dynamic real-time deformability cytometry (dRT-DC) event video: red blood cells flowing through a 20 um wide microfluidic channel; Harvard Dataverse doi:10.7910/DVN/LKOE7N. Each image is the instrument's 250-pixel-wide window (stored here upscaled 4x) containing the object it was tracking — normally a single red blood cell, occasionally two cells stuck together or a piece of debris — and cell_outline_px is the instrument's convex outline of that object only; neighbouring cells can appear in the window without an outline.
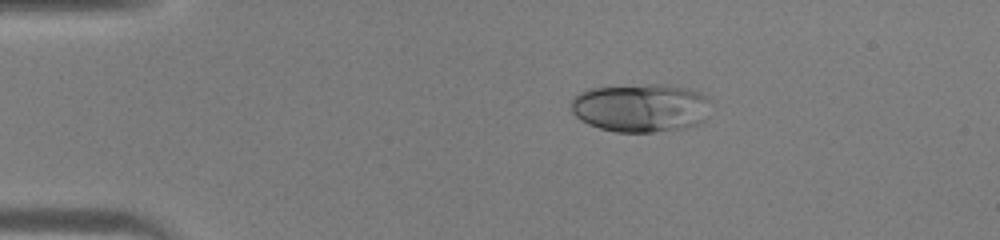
{"species": "human", "species_latin": "Homo sapiens", "temperature_condition": "warm", "stored_images_in_passage": 37, "camera_frame_rate_fps": 3000, "um_per_image_px": 0.085, "donor": {"sex": "male"}, "frame": {"image": 1, "passage_image": 1, "time_ms": 0.0, "image_size_px": [1000, 240], "cell_outline_px": [[708, 100], [704, 120], [696, 124], [684, 128], [652, 132], [616, 132], [600, 128], [588, 124], [580, 120], [572, 112], [572, 96], [584, 88], [648, 84], [664, 84], [688, 88], [700, 92], [708, 96]], "centroid_in_image_um": [54.4, 9.14], "position_along_channel_um": 30.6, "area_um2": 39.65}}
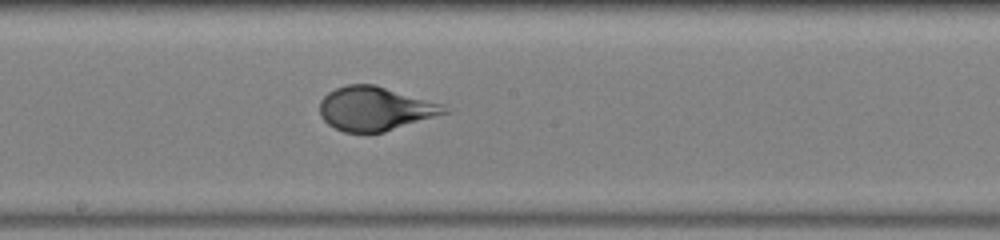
{"frame": {"image": 2, "passage_image": 17, "time_ms": 5.333, "image_size_px": [1000, 240], "cell_outline_px": [[452, 112], [384, 132], [344, 132], [328, 124], [320, 116], [320, 100], [328, 92], [336, 88], [348, 84], [376, 84], [444, 104]], "centroid_in_image_um": [31.93, 9.23], "position_along_channel_um": 216.3, "area_um2": 32.19}}
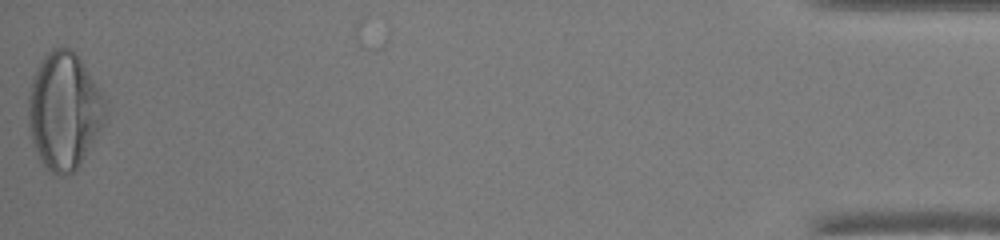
{"frame": {"image": 3, "passage_image": 37, "time_ms": 12.0, "image_size_px": [1000, 240], "cell_outline_px": [[108, 108], [104, 124], [80, 164], [72, 172], [64, 176], [60, 176], [52, 172], [40, 160], [32, 140], [28, 124], [28, 96], [32, 76], [40, 60], [52, 48], [68, 48], [80, 60], [108, 100]], "centroid_in_image_um": [5.46, 9.42], "position_along_channel_um": 429.7, "area_um2": 52.6}}